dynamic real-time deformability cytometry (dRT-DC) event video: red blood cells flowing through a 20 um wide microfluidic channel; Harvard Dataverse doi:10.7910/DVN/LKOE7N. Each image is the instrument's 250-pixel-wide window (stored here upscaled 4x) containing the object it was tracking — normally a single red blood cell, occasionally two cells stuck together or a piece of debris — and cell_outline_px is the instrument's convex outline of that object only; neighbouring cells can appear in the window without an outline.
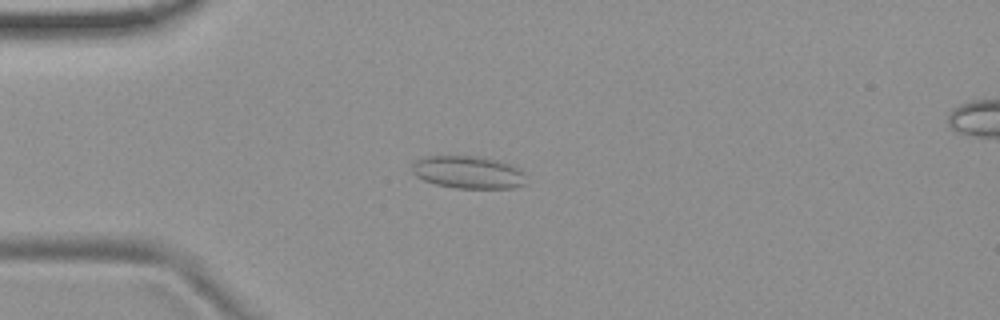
{"species": "common noctule bat (a hibernating species)", "species_latin": "Nyctalus noctula", "temperature_condition": "room temperature", "stored_images_in_passage": 54, "camera_frame_rate_fps": 3000, "um_per_image_px": 0.085, "animal": {"sex": "female", "body_mass_g": 19.9}, "frame": {"image": 1, "passage_image": 14, "time_ms": 4.333, "image_size_px": [1000, 320], "cell_outline_px": [[528, 184], [516, 188], [456, 188], [436, 184], [424, 180], [416, 176], [412, 172], [412, 164], [416, 160], [424, 156], [476, 156], [496, 160], [520, 168], [524, 172]], "centroid_in_image_um": [39.83, 14.65], "position_along_channel_um": 45.2, "area_um2": 21.85}}
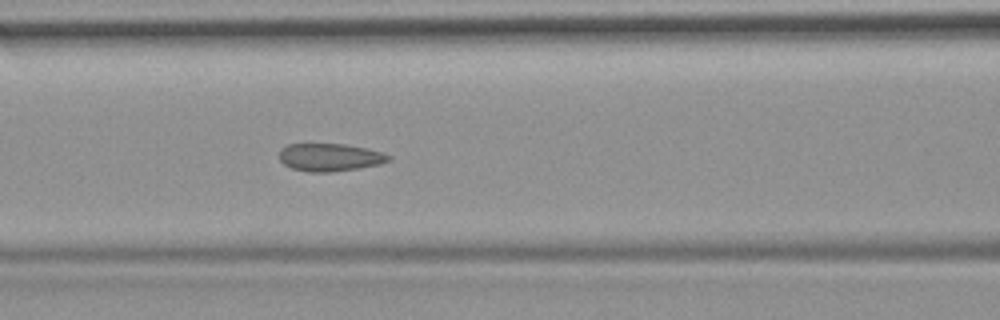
{"frame": {"image": 2, "passage_image": 23, "time_ms": 7.333, "image_size_px": [1000, 320], "cell_outline_px": [[392, 156], [388, 160], [380, 164], [356, 168], [328, 172], [308, 172], [292, 168], [284, 164], [280, 160], [280, 148], [288, 144], [344, 144], [368, 148], [384, 152]], "centroid_in_image_um": [28.04, 13.36], "position_along_channel_um": 138.6, "area_um2": 17.63}}
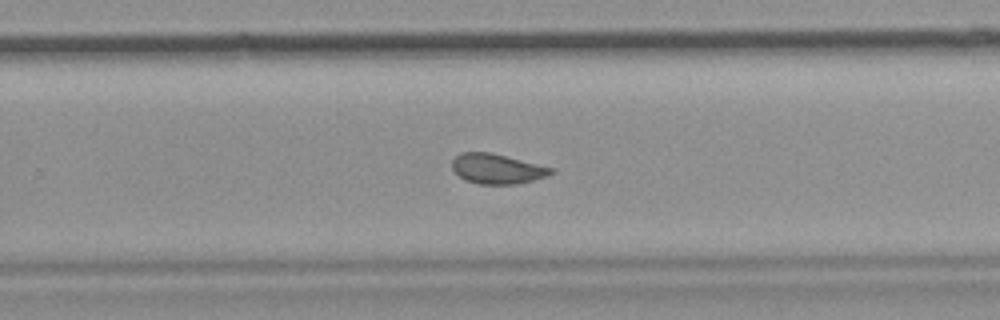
{"frame": {"image": 3, "passage_image": 35, "time_ms": 11.333, "image_size_px": [1000, 320], "cell_outline_px": [[556, 172], [548, 176], [516, 184], [476, 184], [464, 180], [452, 168], [452, 160], [460, 152], [488, 152], [556, 168]], "centroid_in_image_um": [42.27, 14.35], "position_along_channel_um": 287.5, "area_um2": 17.34}, "authors_computed_cell_mechanics": {"area_um2": 18.3515, "velocity_mm_per_s": 3.7419, "shape_relaxation_time_tau1_ms": null, "shape_relaxation_time_tau2_ms": 0.9902, "deformation_change_tau1": null, "deformation_change_tau2": 0.079}}